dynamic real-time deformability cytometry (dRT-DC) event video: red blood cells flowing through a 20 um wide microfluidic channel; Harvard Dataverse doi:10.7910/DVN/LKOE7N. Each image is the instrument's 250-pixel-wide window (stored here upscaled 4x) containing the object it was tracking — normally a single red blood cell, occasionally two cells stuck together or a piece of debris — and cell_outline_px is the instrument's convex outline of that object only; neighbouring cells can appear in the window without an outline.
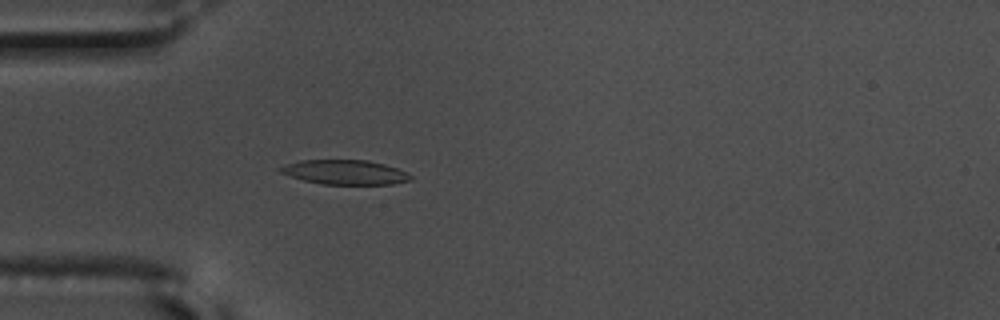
{"species": "common noctule bat (a hibernating species)", "species_latin": "Nyctalus noctula", "temperature_condition": "warm", "stored_images_in_passage": 52, "camera_frame_rate_fps": 3000, "um_per_image_px": 0.085, "animal": {"sex": "male", "body_mass_g": 17.5, "forearm_length_mm": 52.3}, "frame": {"image": 1, "passage_image": 12, "time_ms": 3.667, "image_size_px": [1000, 320], "cell_outline_px": [[412, 180], [392, 184], [320, 184], [304, 180], [280, 172], [276, 168], [300, 160], [368, 160], [384, 164], [396, 168], [412, 176]], "centroid_in_image_um": [29.32, 14.64], "position_along_channel_um": 55.7, "area_um2": 18.44}}
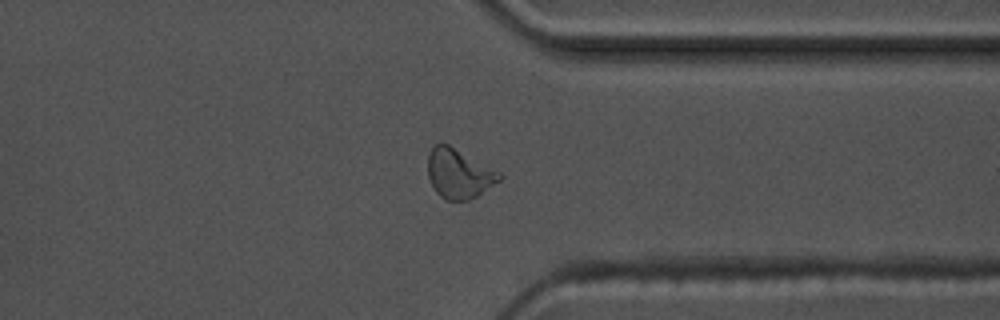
{"frame": {"image": 2, "passage_image": 39, "time_ms": 12.667, "image_size_px": [1000, 320], "cell_outline_px": [[504, 176], [500, 180], [476, 196], [468, 200], [448, 200], [440, 196], [436, 192], [428, 176], [428, 152], [436, 144], [448, 144], [500, 172]], "centroid_in_image_um": [39.0, 14.75], "position_along_channel_um": 372.4, "area_um2": 20.35}}
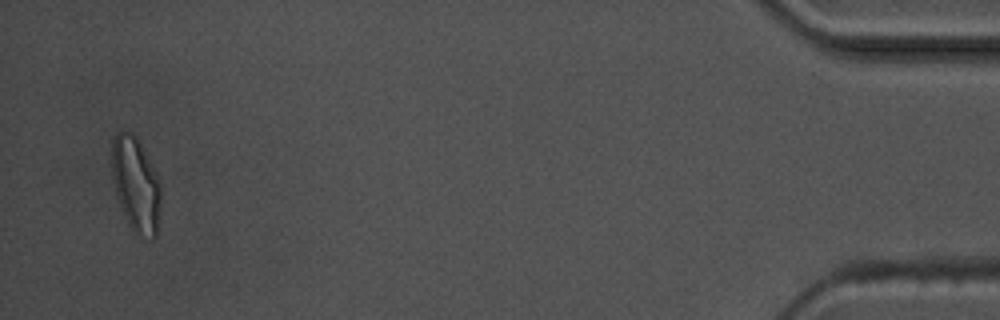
{"frame": {"image": 3, "passage_image": 50, "time_ms": 16.333, "image_size_px": [1000, 320], "cell_outline_px": [[160, 204], [156, 236], [140, 236], [132, 232], [124, 216], [116, 196], [112, 180], [112, 140], [116, 132], [128, 132], [136, 136], [152, 164], [156, 172], [160, 184]], "centroid_in_image_um": [11.52, 15.68], "position_along_channel_um": 423.7, "area_um2": 26.99}, "authors_computed_cell_mechanics": {"area_um2": 18.8428, "velocity_mm_per_s": 3.6152, "shape_relaxation_time_tau1_ms": 4.9771, "shape_relaxation_time_tau2_ms": 1.8946, "deformation_change_tau1": 0.1891, "deformation_change_tau2": 0.0625}}